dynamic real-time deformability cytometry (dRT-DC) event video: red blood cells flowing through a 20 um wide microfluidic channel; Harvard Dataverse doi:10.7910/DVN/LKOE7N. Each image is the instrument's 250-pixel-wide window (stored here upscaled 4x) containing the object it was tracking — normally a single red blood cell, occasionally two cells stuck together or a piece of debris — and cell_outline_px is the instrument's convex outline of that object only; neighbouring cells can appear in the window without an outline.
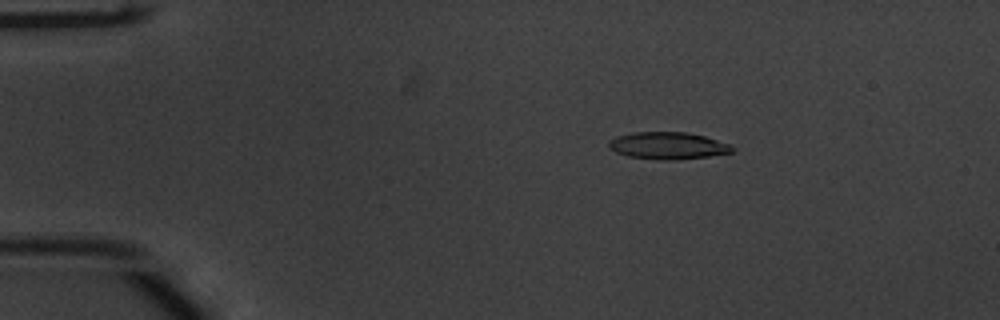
{"species": "common noctule bat (a hibernating species)", "species_latin": "Nyctalus noctula", "temperature_condition": "warm", "stored_images_in_passage": 53, "camera_frame_rate_fps": 3000, "um_per_image_px": 0.085, "animal": {"sex": "male", "body_mass_g": 20.1, "forearm_length_mm": 53.5}, "frame": {"image": 1, "passage_image": 10, "time_ms": 3.0, "image_size_px": [1000, 320], "cell_outline_px": [[736, 152], [708, 156], [676, 160], [656, 160], [628, 156], [616, 152], [608, 148], [608, 144], [616, 136], [632, 132], [684, 132], [704, 136], [728, 144], [736, 148]], "centroid_in_image_um": [56.78, 12.39], "position_along_channel_um": 28.2, "area_um2": 19.54}}
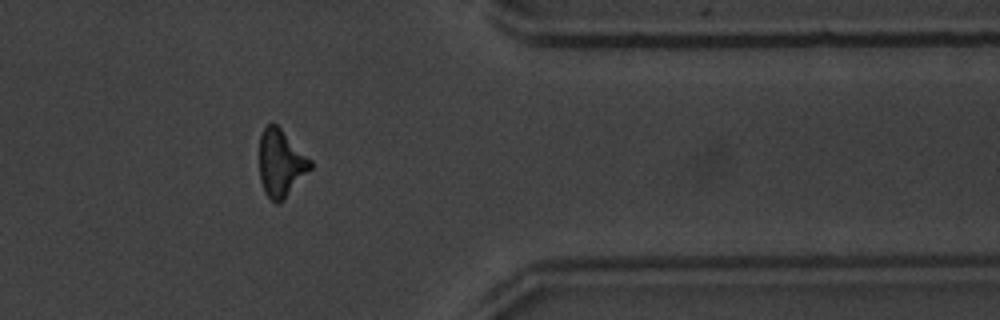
{"frame": {"image": 2, "passage_image": 44, "time_ms": 14.333, "image_size_px": [1000, 320], "cell_outline_px": [[312, 168], [284, 200], [280, 204], [276, 204], [264, 192], [260, 180], [260, 136], [264, 128], [272, 120], [312, 160]], "centroid_in_image_um": [23.88, 13.89], "position_along_channel_um": 387.5, "area_um2": 20.06}}
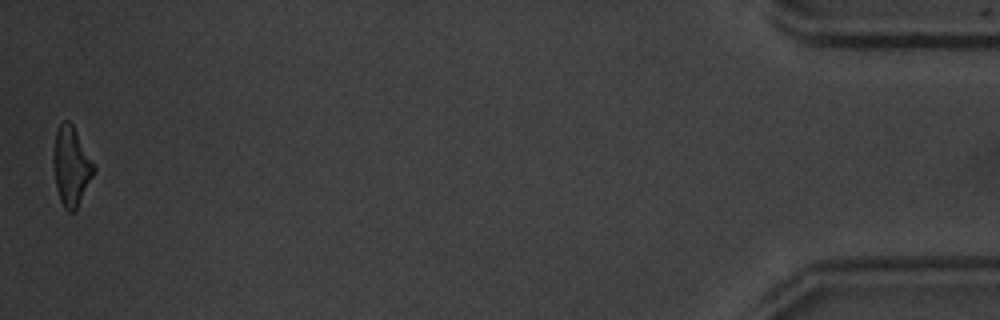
{"frame": {"image": 3, "passage_image": 53, "time_ms": 17.333, "image_size_px": [1000, 320], "cell_outline_px": [[96, 168], [76, 212], [68, 212], [64, 208], [60, 200], [56, 188], [52, 156], [56, 132], [60, 124], [64, 120], [68, 120], [72, 124]], "centroid_in_image_um": [6.04, 14.17], "position_along_channel_um": 429.2, "area_um2": 18.55}, "authors_computed_cell_mechanics": {"area_um2": 19.7676, "velocity_mm_per_s": 3.8829, "shape_relaxation_time_tau1_ms": 4.684, "shape_relaxation_time_tau2_ms": 6.0001, "deformation_change_tau1": 0.1743, "deformation_change_tau2": 0.1995}}